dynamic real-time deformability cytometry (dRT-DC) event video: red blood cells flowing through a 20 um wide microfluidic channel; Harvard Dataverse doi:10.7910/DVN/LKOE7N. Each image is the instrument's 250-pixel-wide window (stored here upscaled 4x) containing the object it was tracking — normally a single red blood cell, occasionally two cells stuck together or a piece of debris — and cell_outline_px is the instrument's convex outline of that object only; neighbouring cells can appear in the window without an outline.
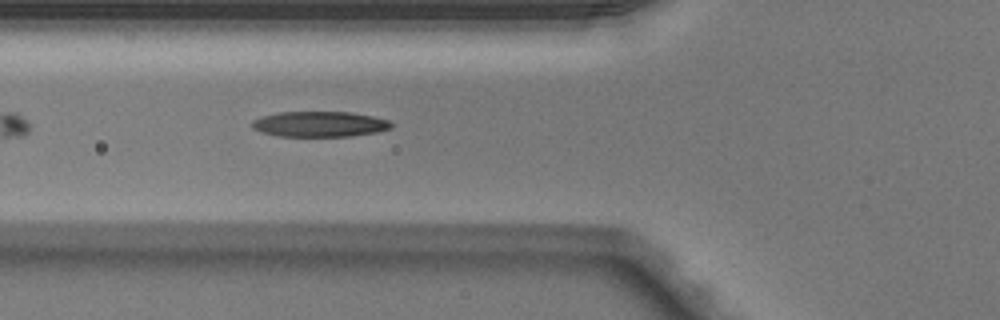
{"species": "Egyptian fruit bat (a non-hibernating species)", "species_latin": "Rousettus aegyptiacus", "temperature_condition": "warm", "stored_images_in_passage": 27, "camera_frame_rate_fps": 3000, "um_per_image_px": 0.085, "animal": {"sex": "male"}, "frame": {"image": 1, "passage_image": 5, "time_ms": 1.333, "image_size_px": [1000, 320], "cell_outline_px": [[396, 124], [392, 128], [376, 132], [352, 136], [276, 136], [260, 132], [252, 128], [252, 120], [276, 112], [352, 112], [372, 116], [388, 120]], "centroid_in_image_um": [27.18, 10.55], "position_along_channel_um": 98.6, "area_um2": 20.81}}